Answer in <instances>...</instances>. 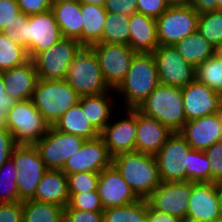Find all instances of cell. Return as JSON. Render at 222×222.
<instances>
[{"mask_svg":"<svg viewBox=\"0 0 222 222\" xmlns=\"http://www.w3.org/2000/svg\"><path fill=\"white\" fill-rule=\"evenodd\" d=\"M112 165L139 199L146 200L161 183L155 155L121 153L112 158Z\"/></svg>","mask_w":222,"mask_h":222,"instance_id":"6da1fadb","label":"cell"},{"mask_svg":"<svg viewBox=\"0 0 222 222\" xmlns=\"http://www.w3.org/2000/svg\"><path fill=\"white\" fill-rule=\"evenodd\" d=\"M159 84L153 54L136 53L124 81L115 92L124 96L125 109H138Z\"/></svg>","mask_w":222,"mask_h":222,"instance_id":"7a4b0ae2","label":"cell"},{"mask_svg":"<svg viewBox=\"0 0 222 222\" xmlns=\"http://www.w3.org/2000/svg\"><path fill=\"white\" fill-rule=\"evenodd\" d=\"M80 96L66 80L39 79L31 101L42 114L49 126L54 124L72 106L79 102Z\"/></svg>","mask_w":222,"mask_h":222,"instance_id":"3957f363","label":"cell"},{"mask_svg":"<svg viewBox=\"0 0 222 222\" xmlns=\"http://www.w3.org/2000/svg\"><path fill=\"white\" fill-rule=\"evenodd\" d=\"M138 110L155 118L171 132H180L186 122L180 87L159 84Z\"/></svg>","mask_w":222,"mask_h":222,"instance_id":"277c9868","label":"cell"},{"mask_svg":"<svg viewBox=\"0 0 222 222\" xmlns=\"http://www.w3.org/2000/svg\"><path fill=\"white\" fill-rule=\"evenodd\" d=\"M79 96L111 91L104 81L98 59L90 47H82L71 62L65 79Z\"/></svg>","mask_w":222,"mask_h":222,"instance_id":"5b68a950","label":"cell"},{"mask_svg":"<svg viewBox=\"0 0 222 222\" xmlns=\"http://www.w3.org/2000/svg\"><path fill=\"white\" fill-rule=\"evenodd\" d=\"M11 159L18 174L16 183L19 202L32 200L37 185L48 168L34 144H17L11 153Z\"/></svg>","mask_w":222,"mask_h":222,"instance_id":"8992f818","label":"cell"},{"mask_svg":"<svg viewBox=\"0 0 222 222\" xmlns=\"http://www.w3.org/2000/svg\"><path fill=\"white\" fill-rule=\"evenodd\" d=\"M82 47L76 39L62 38L54 46L37 53L31 60L38 78L65 80L71 62Z\"/></svg>","mask_w":222,"mask_h":222,"instance_id":"52a82bcc","label":"cell"},{"mask_svg":"<svg viewBox=\"0 0 222 222\" xmlns=\"http://www.w3.org/2000/svg\"><path fill=\"white\" fill-rule=\"evenodd\" d=\"M48 128L31 99L17 101L8 111L7 129L17 144H35Z\"/></svg>","mask_w":222,"mask_h":222,"instance_id":"ba28073f","label":"cell"},{"mask_svg":"<svg viewBox=\"0 0 222 222\" xmlns=\"http://www.w3.org/2000/svg\"><path fill=\"white\" fill-rule=\"evenodd\" d=\"M199 13L190 5H171L156 19L159 45H171L197 31Z\"/></svg>","mask_w":222,"mask_h":222,"instance_id":"9c48e42d","label":"cell"},{"mask_svg":"<svg viewBox=\"0 0 222 222\" xmlns=\"http://www.w3.org/2000/svg\"><path fill=\"white\" fill-rule=\"evenodd\" d=\"M90 48L98 59L104 81L115 91L124 81L136 52L124 44L97 43Z\"/></svg>","mask_w":222,"mask_h":222,"instance_id":"30bf717a","label":"cell"},{"mask_svg":"<svg viewBox=\"0 0 222 222\" xmlns=\"http://www.w3.org/2000/svg\"><path fill=\"white\" fill-rule=\"evenodd\" d=\"M84 142L83 137L49 126L45 135L34 145L48 170H62L67 159L77 152Z\"/></svg>","mask_w":222,"mask_h":222,"instance_id":"8fae6325","label":"cell"},{"mask_svg":"<svg viewBox=\"0 0 222 222\" xmlns=\"http://www.w3.org/2000/svg\"><path fill=\"white\" fill-rule=\"evenodd\" d=\"M192 149L179 132H173L155 155L161 181H186L188 152Z\"/></svg>","mask_w":222,"mask_h":222,"instance_id":"7c38bea8","label":"cell"},{"mask_svg":"<svg viewBox=\"0 0 222 222\" xmlns=\"http://www.w3.org/2000/svg\"><path fill=\"white\" fill-rule=\"evenodd\" d=\"M152 54L160 84L183 88L195 80L196 68L187 63L174 46L159 45Z\"/></svg>","mask_w":222,"mask_h":222,"instance_id":"4fadbf2b","label":"cell"},{"mask_svg":"<svg viewBox=\"0 0 222 222\" xmlns=\"http://www.w3.org/2000/svg\"><path fill=\"white\" fill-rule=\"evenodd\" d=\"M190 192L189 181H161L146 200L153 209L182 218L187 216Z\"/></svg>","mask_w":222,"mask_h":222,"instance_id":"5bb4252c","label":"cell"},{"mask_svg":"<svg viewBox=\"0 0 222 222\" xmlns=\"http://www.w3.org/2000/svg\"><path fill=\"white\" fill-rule=\"evenodd\" d=\"M112 158L103 139L99 136L85 140L80 149L67 159L62 171L66 175L79 172L100 173L112 165Z\"/></svg>","mask_w":222,"mask_h":222,"instance_id":"9a60e30c","label":"cell"},{"mask_svg":"<svg viewBox=\"0 0 222 222\" xmlns=\"http://www.w3.org/2000/svg\"><path fill=\"white\" fill-rule=\"evenodd\" d=\"M181 91L186 121L219 113L222 108V96L196 79Z\"/></svg>","mask_w":222,"mask_h":222,"instance_id":"2e32d148","label":"cell"},{"mask_svg":"<svg viewBox=\"0 0 222 222\" xmlns=\"http://www.w3.org/2000/svg\"><path fill=\"white\" fill-rule=\"evenodd\" d=\"M126 117L115 123H108L100 132V137L112 157L135 151L137 131V109H125Z\"/></svg>","mask_w":222,"mask_h":222,"instance_id":"e0dca14e","label":"cell"},{"mask_svg":"<svg viewBox=\"0 0 222 222\" xmlns=\"http://www.w3.org/2000/svg\"><path fill=\"white\" fill-rule=\"evenodd\" d=\"M63 38L52 10L29 16L28 56L49 49Z\"/></svg>","mask_w":222,"mask_h":222,"instance_id":"ac0fdd59","label":"cell"},{"mask_svg":"<svg viewBox=\"0 0 222 222\" xmlns=\"http://www.w3.org/2000/svg\"><path fill=\"white\" fill-rule=\"evenodd\" d=\"M97 191L104 209L128 205L139 200L113 165L99 173Z\"/></svg>","mask_w":222,"mask_h":222,"instance_id":"d6986e66","label":"cell"},{"mask_svg":"<svg viewBox=\"0 0 222 222\" xmlns=\"http://www.w3.org/2000/svg\"><path fill=\"white\" fill-rule=\"evenodd\" d=\"M187 216L200 222H211L222 216L217 182L191 183Z\"/></svg>","mask_w":222,"mask_h":222,"instance_id":"ffe728a7","label":"cell"},{"mask_svg":"<svg viewBox=\"0 0 222 222\" xmlns=\"http://www.w3.org/2000/svg\"><path fill=\"white\" fill-rule=\"evenodd\" d=\"M192 149L205 151L222 140V123L219 113L186 121L179 132Z\"/></svg>","mask_w":222,"mask_h":222,"instance_id":"44dd1931","label":"cell"},{"mask_svg":"<svg viewBox=\"0 0 222 222\" xmlns=\"http://www.w3.org/2000/svg\"><path fill=\"white\" fill-rule=\"evenodd\" d=\"M172 133L158 120L137 109L136 152L156 155Z\"/></svg>","mask_w":222,"mask_h":222,"instance_id":"7402d4cb","label":"cell"},{"mask_svg":"<svg viewBox=\"0 0 222 222\" xmlns=\"http://www.w3.org/2000/svg\"><path fill=\"white\" fill-rule=\"evenodd\" d=\"M2 77L6 94L16 101L31 99L39 80L31 59L23 65L3 71Z\"/></svg>","mask_w":222,"mask_h":222,"instance_id":"603a6c76","label":"cell"},{"mask_svg":"<svg viewBox=\"0 0 222 222\" xmlns=\"http://www.w3.org/2000/svg\"><path fill=\"white\" fill-rule=\"evenodd\" d=\"M129 46L136 53H153L159 46L156 19L140 13L129 16Z\"/></svg>","mask_w":222,"mask_h":222,"instance_id":"cb8c5ba5","label":"cell"},{"mask_svg":"<svg viewBox=\"0 0 222 222\" xmlns=\"http://www.w3.org/2000/svg\"><path fill=\"white\" fill-rule=\"evenodd\" d=\"M69 199L67 175L62 170H47L32 200L66 207Z\"/></svg>","mask_w":222,"mask_h":222,"instance_id":"d4e9b609","label":"cell"},{"mask_svg":"<svg viewBox=\"0 0 222 222\" xmlns=\"http://www.w3.org/2000/svg\"><path fill=\"white\" fill-rule=\"evenodd\" d=\"M52 12L59 25L63 38L76 39L83 46V25L81 3L63 2L52 5Z\"/></svg>","mask_w":222,"mask_h":222,"instance_id":"484cf974","label":"cell"},{"mask_svg":"<svg viewBox=\"0 0 222 222\" xmlns=\"http://www.w3.org/2000/svg\"><path fill=\"white\" fill-rule=\"evenodd\" d=\"M54 127L61 132L83 137L85 140L95 139L100 136V133L87 119L79 103L67 110L54 124Z\"/></svg>","mask_w":222,"mask_h":222,"instance_id":"4316f807","label":"cell"},{"mask_svg":"<svg viewBox=\"0 0 222 222\" xmlns=\"http://www.w3.org/2000/svg\"><path fill=\"white\" fill-rule=\"evenodd\" d=\"M108 93H110V91L101 95L80 96L78 102L81 105L82 111L85 112L89 122L99 133L110 122V119L112 122V98Z\"/></svg>","mask_w":222,"mask_h":222,"instance_id":"83f0119b","label":"cell"},{"mask_svg":"<svg viewBox=\"0 0 222 222\" xmlns=\"http://www.w3.org/2000/svg\"><path fill=\"white\" fill-rule=\"evenodd\" d=\"M83 47L102 43L103 26L107 17L104 6L81 3Z\"/></svg>","mask_w":222,"mask_h":222,"instance_id":"f1b7e54d","label":"cell"},{"mask_svg":"<svg viewBox=\"0 0 222 222\" xmlns=\"http://www.w3.org/2000/svg\"><path fill=\"white\" fill-rule=\"evenodd\" d=\"M173 46L179 55L195 68L215 55V47L208 43L198 31L189 34Z\"/></svg>","mask_w":222,"mask_h":222,"instance_id":"f546056e","label":"cell"},{"mask_svg":"<svg viewBox=\"0 0 222 222\" xmlns=\"http://www.w3.org/2000/svg\"><path fill=\"white\" fill-rule=\"evenodd\" d=\"M65 207L35 200L23 201L22 222H63Z\"/></svg>","mask_w":222,"mask_h":222,"instance_id":"4dcf8cb0","label":"cell"},{"mask_svg":"<svg viewBox=\"0 0 222 222\" xmlns=\"http://www.w3.org/2000/svg\"><path fill=\"white\" fill-rule=\"evenodd\" d=\"M147 200L138 201L120 206L110 207L103 210V222H146Z\"/></svg>","mask_w":222,"mask_h":222,"instance_id":"1f68e13d","label":"cell"},{"mask_svg":"<svg viewBox=\"0 0 222 222\" xmlns=\"http://www.w3.org/2000/svg\"><path fill=\"white\" fill-rule=\"evenodd\" d=\"M129 16L107 13L102 43L129 45Z\"/></svg>","mask_w":222,"mask_h":222,"instance_id":"d6a6232c","label":"cell"},{"mask_svg":"<svg viewBox=\"0 0 222 222\" xmlns=\"http://www.w3.org/2000/svg\"><path fill=\"white\" fill-rule=\"evenodd\" d=\"M29 60L27 50L14 43L0 31V71H7L23 65Z\"/></svg>","mask_w":222,"mask_h":222,"instance_id":"836d02e7","label":"cell"},{"mask_svg":"<svg viewBox=\"0 0 222 222\" xmlns=\"http://www.w3.org/2000/svg\"><path fill=\"white\" fill-rule=\"evenodd\" d=\"M197 31L213 47L222 44V10L199 14Z\"/></svg>","mask_w":222,"mask_h":222,"instance_id":"e575fe53","label":"cell"},{"mask_svg":"<svg viewBox=\"0 0 222 222\" xmlns=\"http://www.w3.org/2000/svg\"><path fill=\"white\" fill-rule=\"evenodd\" d=\"M195 79L222 96V61L214 55L200 63Z\"/></svg>","mask_w":222,"mask_h":222,"instance_id":"d590c367","label":"cell"},{"mask_svg":"<svg viewBox=\"0 0 222 222\" xmlns=\"http://www.w3.org/2000/svg\"><path fill=\"white\" fill-rule=\"evenodd\" d=\"M186 181L191 183L211 182L209 160L204 151L191 149L188 152Z\"/></svg>","mask_w":222,"mask_h":222,"instance_id":"8d00e7d4","label":"cell"},{"mask_svg":"<svg viewBox=\"0 0 222 222\" xmlns=\"http://www.w3.org/2000/svg\"><path fill=\"white\" fill-rule=\"evenodd\" d=\"M17 175L15 164L11 158L0 167V203L19 201Z\"/></svg>","mask_w":222,"mask_h":222,"instance_id":"74e56055","label":"cell"},{"mask_svg":"<svg viewBox=\"0 0 222 222\" xmlns=\"http://www.w3.org/2000/svg\"><path fill=\"white\" fill-rule=\"evenodd\" d=\"M29 16L20 12L16 19L5 25L1 30L14 43L28 51Z\"/></svg>","mask_w":222,"mask_h":222,"instance_id":"f35d334b","label":"cell"},{"mask_svg":"<svg viewBox=\"0 0 222 222\" xmlns=\"http://www.w3.org/2000/svg\"><path fill=\"white\" fill-rule=\"evenodd\" d=\"M70 199L65 209H76L82 211H103L98 191L84 193H69Z\"/></svg>","mask_w":222,"mask_h":222,"instance_id":"ab89813d","label":"cell"},{"mask_svg":"<svg viewBox=\"0 0 222 222\" xmlns=\"http://www.w3.org/2000/svg\"><path fill=\"white\" fill-rule=\"evenodd\" d=\"M69 193L97 191L99 173L79 172L67 175Z\"/></svg>","mask_w":222,"mask_h":222,"instance_id":"60d3db41","label":"cell"},{"mask_svg":"<svg viewBox=\"0 0 222 222\" xmlns=\"http://www.w3.org/2000/svg\"><path fill=\"white\" fill-rule=\"evenodd\" d=\"M210 164L211 182L222 179V140L214 143L204 151Z\"/></svg>","mask_w":222,"mask_h":222,"instance_id":"b9f144b4","label":"cell"},{"mask_svg":"<svg viewBox=\"0 0 222 222\" xmlns=\"http://www.w3.org/2000/svg\"><path fill=\"white\" fill-rule=\"evenodd\" d=\"M170 6L168 0H137V13L158 19Z\"/></svg>","mask_w":222,"mask_h":222,"instance_id":"7bdbcfd3","label":"cell"},{"mask_svg":"<svg viewBox=\"0 0 222 222\" xmlns=\"http://www.w3.org/2000/svg\"><path fill=\"white\" fill-rule=\"evenodd\" d=\"M63 222H103V211L64 209Z\"/></svg>","mask_w":222,"mask_h":222,"instance_id":"ee69618b","label":"cell"},{"mask_svg":"<svg viewBox=\"0 0 222 222\" xmlns=\"http://www.w3.org/2000/svg\"><path fill=\"white\" fill-rule=\"evenodd\" d=\"M104 9L107 13L130 16L137 13V0H106Z\"/></svg>","mask_w":222,"mask_h":222,"instance_id":"f6af8a7d","label":"cell"},{"mask_svg":"<svg viewBox=\"0 0 222 222\" xmlns=\"http://www.w3.org/2000/svg\"><path fill=\"white\" fill-rule=\"evenodd\" d=\"M23 202L0 203V222H22Z\"/></svg>","mask_w":222,"mask_h":222,"instance_id":"bcb514c9","label":"cell"},{"mask_svg":"<svg viewBox=\"0 0 222 222\" xmlns=\"http://www.w3.org/2000/svg\"><path fill=\"white\" fill-rule=\"evenodd\" d=\"M20 12L31 16L52 9L51 0H17Z\"/></svg>","mask_w":222,"mask_h":222,"instance_id":"7dc6e473","label":"cell"},{"mask_svg":"<svg viewBox=\"0 0 222 222\" xmlns=\"http://www.w3.org/2000/svg\"><path fill=\"white\" fill-rule=\"evenodd\" d=\"M16 102L6 94L2 71H0V129H7L8 111Z\"/></svg>","mask_w":222,"mask_h":222,"instance_id":"c3c4849f","label":"cell"},{"mask_svg":"<svg viewBox=\"0 0 222 222\" xmlns=\"http://www.w3.org/2000/svg\"><path fill=\"white\" fill-rule=\"evenodd\" d=\"M20 13L17 0H0V31Z\"/></svg>","mask_w":222,"mask_h":222,"instance_id":"681fc988","label":"cell"},{"mask_svg":"<svg viewBox=\"0 0 222 222\" xmlns=\"http://www.w3.org/2000/svg\"><path fill=\"white\" fill-rule=\"evenodd\" d=\"M17 143L8 129H0V167L11 158Z\"/></svg>","mask_w":222,"mask_h":222,"instance_id":"f907efd6","label":"cell"},{"mask_svg":"<svg viewBox=\"0 0 222 222\" xmlns=\"http://www.w3.org/2000/svg\"><path fill=\"white\" fill-rule=\"evenodd\" d=\"M180 218L153 209L147 202V221L146 222H179Z\"/></svg>","mask_w":222,"mask_h":222,"instance_id":"816d5d0a","label":"cell"},{"mask_svg":"<svg viewBox=\"0 0 222 222\" xmlns=\"http://www.w3.org/2000/svg\"><path fill=\"white\" fill-rule=\"evenodd\" d=\"M189 5L192 6L199 14L218 10L216 0H190Z\"/></svg>","mask_w":222,"mask_h":222,"instance_id":"f5cc1de1","label":"cell"},{"mask_svg":"<svg viewBox=\"0 0 222 222\" xmlns=\"http://www.w3.org/2000/svg\"><path fill=\"white\" fill-rule=\"evenodd\" d=\"M80 3H86V4H95L99 6H104L106 0H78Z\"/></svg>","mask_w":222,"mask_h":222,"instance_id":"db71d44e","label":"cell"},{"mask_svg":"<svg viewBox=\"0 0 222 222\" xmlns=\"http://www.w3.org/2000/svg\"><path fill=\"white\" fill-rule=\"evenodd\" d=\"M171 5H189L190 0H168Z\"/></svg>","mask_w":222,"mask_h":222,"instance_id":"11a10c76","label":"cell"},{"mask_svg":"<svg viewBox=\"0 0 222 222\" xmlns=\"http://www.w3.org/2000/svg\"><path fill=\"white\" fill-rule=\"evenodd\" d=\"M217 192L219 195L220 209L222 214V184H219L218 182H217Z\"/></svg>","mask_w":222,"mask_h":222,"instance_id":"9f6ffc18","label":"cell"},{"mask_svg":"<svg viewBox=\"0 0 222 222\" xmlns=\"http://www.w3.org/2000/svg\"><path fill=\"white\" fill-rule=\"evenodd\" d=\"M215 56L222 61V44L215 48Z\"/></svg>","mask_w":222,"mask_h":222,"instance_id":"6f0895ef","label":"cell"},{"mask_svg":"<svg viewBox=\"0 0 222 222\" xmlns=\"http://www.w3.org/2000/svg\"><path fill=\"white\" fill-rule=\"evenodd\" d=\"M179 222H200V221L197 219L188 217V216H184V217L180 218Z\"/></svg>","mask_w":222,"mask_h":222,"instance_id":"680465c9","label":"cell"},{"mask_svg":"<svg viewBox=\"0 0 222 222\" xmlns=\"http://www.w3.org/2000/svg\"><path fill=\"white\" fill-rule=\"evenodd\" d=\"M72 1H78V0H51L52 5L57 3H63V2H72Z\"/></svg>","mask_w":222,"mask_h":222,"instance_id":"91938a15","label":"cell"},{"mask_svg":"<svg viewBox=\"0 0 222 222\" xmlns=\"http://www.w3.org/2000/svg\"><path fill=\"white\" fill-rule=\"evenodd\" d=\"M218 4V10H222V0H216Z\"/></svg>","mask_w":222,"mask_h":222,"instance_id":"94428289","label":"cell"},{"mask_svg":"<svg viewBox=\"0 0 222 222\" xmlns=\"http://www.w3.org/2000/svg\"><path fill=\"white\" fill-rule=\"evenodd\" d=\"M211 222H222V216H220L219 218H216L215 220H213Z\"/></svg>","mask_w":222,"mask_h":222,"instance_id":"6125c7cd","label":"cell"},{"mask_svg":"<svg viewBox=\"0 0 222 222\" xmlns=\"http://www.w3.org/2000/svg\"><path fill=\"white\" fill-rule=\"evenodd\" d=\"M219 114H220V117H221V123H222V108H221Z\"/></svg>","mask_w":222,"mask_h":222,"instance_id":"be15d7a7","label":"cell"}]
</instances>
